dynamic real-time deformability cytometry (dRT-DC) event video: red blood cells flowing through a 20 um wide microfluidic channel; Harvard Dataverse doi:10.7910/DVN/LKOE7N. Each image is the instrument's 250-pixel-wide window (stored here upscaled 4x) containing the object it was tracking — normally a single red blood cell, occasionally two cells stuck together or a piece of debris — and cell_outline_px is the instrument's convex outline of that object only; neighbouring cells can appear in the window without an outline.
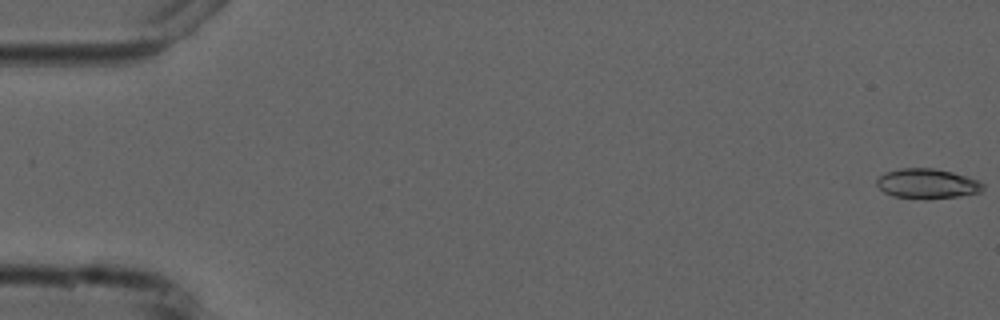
{"species": "common noctule bat (a hibernating species)", "species_latin": "Nyctalus noctula", "temperature_condition": "cold", "stored_images_in_passage": 10, "camera_frame_rate_fps": 3000, "um_per_image_px": 0.085, "animal": {"sex": "male", "forearm_length_mm": 52.5}, "frame": {"image": 1, "passage_image": 1, "time_ms": 0.0, "image_size_px": [1000, 320], "cell_outline_px": [[984, 188], [980, 192], [960, 196], [924, 200], [892, 196], [884, 192], [876, 184], [876, 180], [884, 172], [900, 168], [932, 168], [952, 172], [976, 180], [984, 184]], "centroid_in_image_um": [78.78, 15.62], "position_along_channel_um": 6.2, "area_um2": 18.61}}
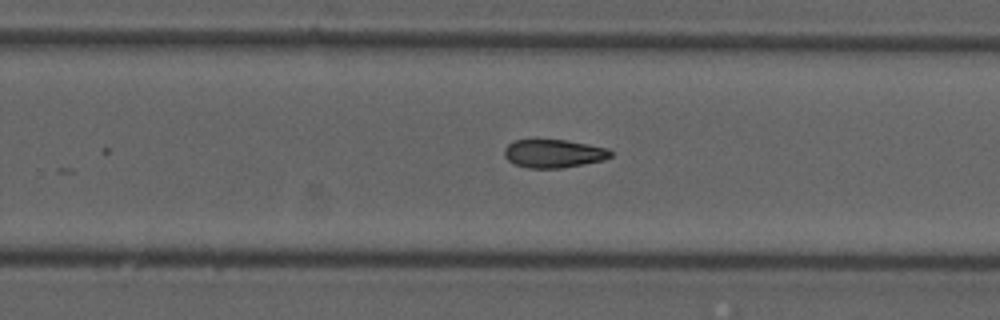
{"frame": {"image": 2, "passage_image": 10, "time_ms": 11.333, "image_size_px": [1000, 320], "cell_outline_px": [[612, 156], [604, 160], [584, 164], [560, 168], [528, 168], [516, 164], [508, 160], [504, 156], [504, 148], [512, 140], [568, 140], [608, 148], [612, 152]], "centroid_in_image_um": [47.07, 13.05], "position_along_channel_um": 282.7, "area_um2": 17.57}}